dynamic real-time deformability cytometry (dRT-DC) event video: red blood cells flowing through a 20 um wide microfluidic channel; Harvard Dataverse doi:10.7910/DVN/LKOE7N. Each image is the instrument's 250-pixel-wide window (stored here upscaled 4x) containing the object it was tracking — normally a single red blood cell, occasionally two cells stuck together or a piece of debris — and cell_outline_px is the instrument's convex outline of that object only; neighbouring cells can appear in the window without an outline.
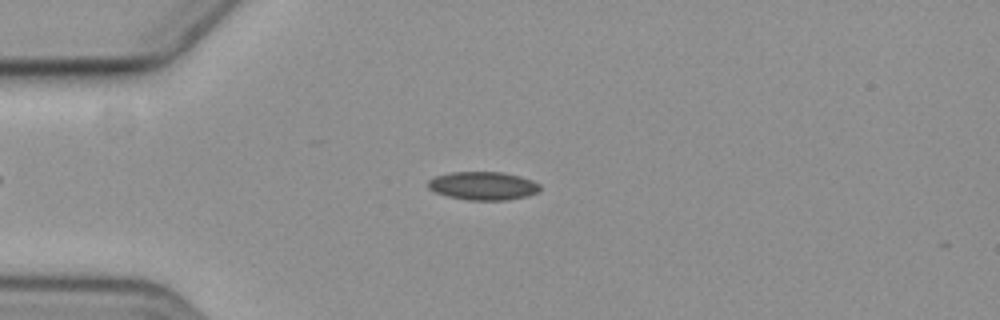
{"species": "common noctule bat (a hibernating species)", "species_latin": "Nyctalus noctula", "temperature_condition": "cold", "stored_images_in_passage": 9, "camera_frame_rate_fps": 3000, "um_per_image_px": 0.085, "animal": {"sex": "female", "body_mass_g": 19.3, "forearm_length_mm": 54.1}, "frame": {"image": 1, "passage_image": 4, "time_ms": 4.667, "image_size_px": [1000, 320], "cell_outline_px": [[540, 192], [528, 196], [504, 200], [468, 200], [448, 196], [436, 192], [428, 188], [428, 180], [436, 176], [448, 172], [504, 172], [520, 176], [532, 180], [540, 184]], "centroid_in_image_um": [41.09, 15.79], "position_along_channel_um": 43.9, "area_um2": 18.55}}
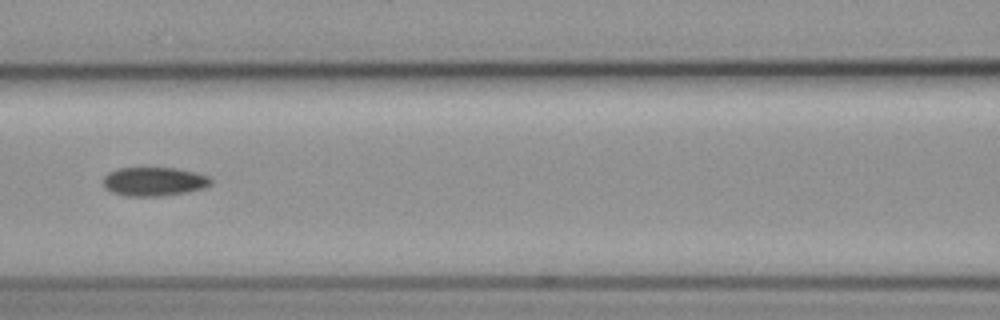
{"frame": {"image": 2, "passage_image": 7, "time_ms": 8.333, "image_size_px": [1000, 320], "cell_outline_px": [[212, 184], [204, 188], [188, 192], [160, 196], [128, 196], [112, 192], [104, 188], [104, 176], [108, 172], [116, 168], [176, 168], [196, 172], [208, 176], [212, 180]], "centroid_in_image_um": [13.1, 15.43], "position_along_channel_um": 153.5, "area_um2": 18.21}}
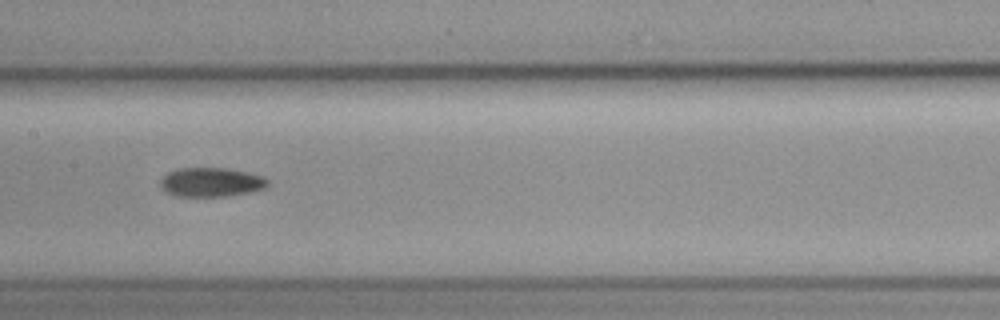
{"frame": {"image": 3, "passage_image": 8, "time_ms": 9.333, "image_size_px": [1000, 320], "cell_outline_px": [[268, 184], [264, 188], [252, 192], [228, 196], [176, 196], [168, 192], [160, 184], [160, 180], [168, 172], [180, 168], [228, 168], [248, 172], [264, 176], [268, 180]], "centroid_in_image_um": [17.99, 15.48], "position_along_channel_um": 189.4, "area_um2": 18.21}}